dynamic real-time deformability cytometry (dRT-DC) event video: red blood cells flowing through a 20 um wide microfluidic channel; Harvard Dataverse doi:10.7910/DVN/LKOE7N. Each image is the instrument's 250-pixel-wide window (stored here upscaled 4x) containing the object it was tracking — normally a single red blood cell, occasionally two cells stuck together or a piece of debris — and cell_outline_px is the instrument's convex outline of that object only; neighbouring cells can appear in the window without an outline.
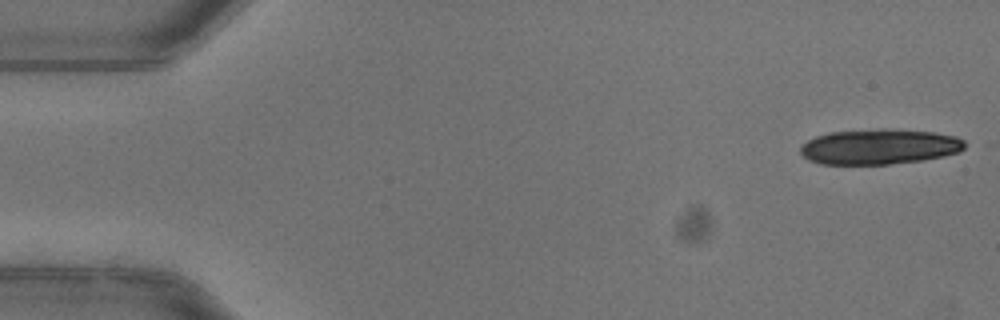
{"species": "common noctule bat (a hibernating species)", "species_latin": "Nyctalus noctula", "temperature_condition": "warm", "stored_images_in_passage": 13, "camera_frame_rate_fps": 3000, "um_per_image_px": 0.085, "animal": {"sex": "female"}, "frame": {"image": 1, "passage_image": 1, "time_ms": 0.0, "image_size_px": [1000, 320], "cell_outline_px": [[964, 148], [960, 152], [944, 156], [924, 160], [888, 164], [820, 164], [808, 160], [800, 152], [800, 148], [808, 140], [816, 136], [832, 132], [880, 128], [888, 128], [932, 132], [956, 136], [964, 140]], "centroid_in_image_um": [74.76, 12.46], "position_along_channel_um": 10.2, "area_um2": 33.93}}